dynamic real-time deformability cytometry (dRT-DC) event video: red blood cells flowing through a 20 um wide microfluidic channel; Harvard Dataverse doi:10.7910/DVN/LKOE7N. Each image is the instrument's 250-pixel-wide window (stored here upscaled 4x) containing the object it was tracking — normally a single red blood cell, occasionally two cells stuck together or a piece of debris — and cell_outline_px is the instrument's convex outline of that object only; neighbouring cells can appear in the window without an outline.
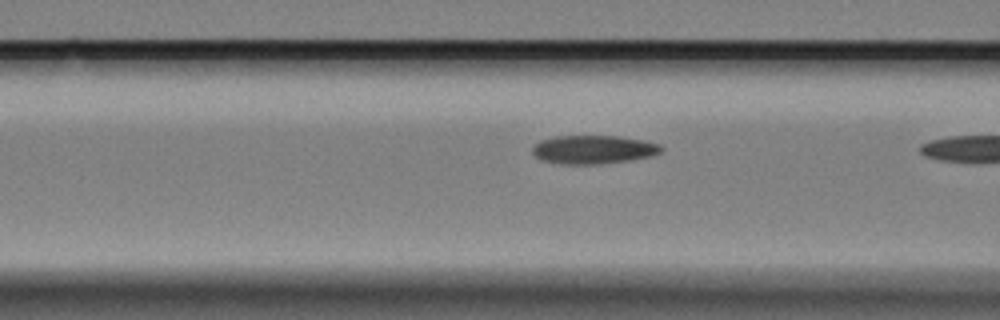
{"species": "Egyptian fruit bat (a non-hibernating species)", "species_latin": "Rousettus aegyptiacus", "temperature_condition": "cold", "stored_images_in_passage": 16, "camera_frame_rate_fps": 3000, "um_per_image_px": 0.085, "animal": {"sex": "female"}, "frame": {"image": 1, "passage_image": 15, "time_ms": 4.667, "image_size_px": [1000, 320], "cell_outline_px": [[664, 148], [660, 152], [652, 156], [632, 160], [600, 164], [560, 164], [540, 160], [532, 152], [532, 148], [540, 140], [556, 136], [616, 136], [644, 140], [660, 144]], "centroid_in_image_um": [50.45, 12.72], "position_along_channel_um": 116.1, "area_um2": 21.56}}